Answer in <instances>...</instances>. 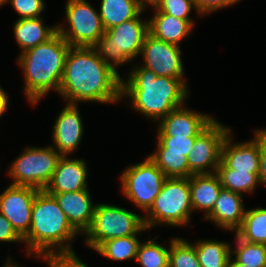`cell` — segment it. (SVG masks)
<instances>
[{"instance_id": "obj_11", "label": "cell", "mask_w": 266, "mask_h": 267, "mask_svg": "<svg viewBox=\"0 0 266 267\" xmlns=\"http://www.w3.org/2000/svg\"><path fill=\"white\" fill-rule=\"evenodd\" d=\"M230 131L215 119L196 136L195 143L187 155L189 178L192 175L216 172L221 161L223 141Z\"/></svg>"}, {"instance_id": "obj_35", "label": "cell", "mask_w": 266, "mask_h": 267, "mask_svg": "<svg viewBox=\"0 0 266 267\" xmlns=\"http://www.w3.org/2000/svg\"><path fill=\"white\" fill-rule=\"evenodd\" d=\"M0 241L24 242L23 238L15 231L12 224L0 213Z\"/></svg>"}, {"instance_id": "obj_42", "label": "cell", "mask_w": 266, "mask_h": 267, "mask_svg": "<svg viewBox=\"0 0 266 267\" xmlns=\"http://www.w3.org/2000/svg\"><path fill=\"white\" fill-rule=\"evenodd\" d=\"M4 267H18L17 265H13L12 262H11V259L9 257L7 263L4 265Z\"/></svg>"}, {"instance_id": "obj_5", "label": "cell", "mask_w": 266, "mask_h": 267, "mask_svg": "<svg viewBox=\"0 0 266 267\" xmlns=\"http://www.w3.org/2000/svg\"><path fill=\"white\" fill-rule=\"evenodd\" d=\"M148 31V21L140 15L105 31L93 46L99 57L114 70L141 53ZM111 59V62H110Z\"/></svg>"}, {"instance_id": "obj_37", "label": "cell", "mask_w": 266, "mask_h": 267, "mask_svg": "<svg viewBox=\"0 0 266 267\" xmlns=\"http://www.w3.org/2000/svg\"><path fill=\"white\" fill-rule=\"evenodd\" d=\"M260 184L266 185V129L260 130Z\"/></svg>"}, {"instance_id": "obj_44", "label": "cell", "mask_w": 266, "mask_h": 267, "mask_svg": "<svg viewBox=\"0 0 266 267\" xmlns=\"http://www.w3.org/2000/svg\"><path fill=\"white\" fill-rule=\"evenodd\" d=\"M4 3H7V0H0V5H4Z\"/></svg>"}, {"instance_id": "obj_41", "label": "cell", "mask_w": 266, "mask_h": 267, "mask_svg": "<svg viewBox=\"0 0 266 267\" xmlns=\"http://www.w3.org/2000/svg\"><path fill=\"white\" fill-rule=\"evenodd\" d=\"M231 258H232V255L229 259L228 267H249L247 265L239 263L236 259L232 260Z\"/></svg>"}, {"instance_id": "obj_1", "label": "cell", "mask_w": 266, "mask_h": 267, "mask_svg": "<svg viewBox=\"0 0 266 267\" xmlns=\"http://www.w3.org/2000/svg\"><path fill=\"white\" fill-rule=\"evenodd\" d=\"M122 78L93 47H72L65 58L59 94L68 104L79 101L115 103L122 97Z\"/></svg>"}, {"instance_id": "obj_14", "label": "cell", "mask_w": 266, "mask_h": 267, "mask_svg": "<svg viewBox=\"0 0 266 267\" xmlns=\"http://www.w3.org/2000/svg\"><path fill=\"white\" fill-rule=\"evenodd\" d=\"M231 131L223 141L221 161L230 169L259 173L260 169V130L255 131V138L243 143L232 144Z\"/></svg>"}, {"instance_id": "obj_18", "label": "cell", "mask_w": 266, "mask_h": 267, "mask_svg": "<svg viewBox=\"0 0 266 267\" xmlns=\"http://www.w3.org/2000/svg\"><path fill=\"white\" fill-rule=\"evenodd\" d=\"M87 167L84 160L62 156L53 177L44 189L47 193L77 192L87 188Z\"/></svg>"}, {"instance_id": "obj_31", "label": "cell", "mask_w": 266, "mask_h": 267, "mask_svg": "<svg viewBox=\"0 0 266 267\" xmlns=\"http://www.w3.org/2000/svg\"><path fill=\"white\" fill-rule=\"evenodd\" d=\"M169 249V267H200L193 244L181 238H173Z\"/></svg>"}, {"instance_id": "obj_17", "label": "cell", "mask_w": 266, "mask_h": 267, "mask_svg": "<svg viewBox=\"0 0 266 267\" xmlns=\"http://www.w3.org/2000/svg\"><path fill=\"white\" fill-rule=\"evenodd\" d=\"M77 108V104L67 103L53 127V142L62 156L77 149L81 141L83 124Z\"/></svg>"}, {"instance_id": "obj_2", "label": "cell", "mask_w": 266, "mask_h": 267, "mask_svg": "<svg viewBox=\"0 0 266 267\" xmlns=\"http://www.w3.org/2000/svg\"><path fill=\"white\" fill-rule=\"evenodd\" d=\"M77 234L55 198L45 190H39L32 206L30 230L23 238L28 245L27 254L33 252L35 257L41 256L52 267L54 259L76 255L69 240Z\"/></svg>"}, {"instance_id": "obj_26", "label": "cell", "mask_w": 266, "mask_h": 267, "mask_svg": "<svg viewBox=\"0 0 266 267\" xmlns=\"http://www.w3.org/2000/svg\"><path fill=\"white\" fill-rule=\"evenodd\" d=\"M235 233L246 242L266 244V209L246 210L242 224Z\"/></svg>"}, {"instance_id": "obj_24", "label": "cell", "mask_w": 266, "mask_h": 267, "mask_svg": "<svg viewBox=\"0 0 266 267\" xmlns=\"http://www.w3.org/2000/svg\"><path fill=\"white\" fill-rule=\"evenodd\" d=\"M215 174L218 176L224 189L237 193H252L260 183L259 173L242 172L228 168L222 161Z\"/></svg>"}, {"instance_id": "obj_6", "label": "cell", "mask_w": 266, "mask_h": 267, "mask_svg": "<svg viewBox=\"0 0 266 267\" xmlns=\"http://www.w3.org/2000/svg\"><path fill=\"white\" fill-rule=\"evenodd\" d=\"M192 211L190 178L167 177L144 223L148 230L156 224L182 226L188 224Z\"/></svg>"}, {"instance_id": "obj_21", "label": "cell", "mask_w": 266, "mask_h": 267, "mask_svg": "<svg viewBox=\"0 0 266 267\" xmlns=\"http://www.w3.org/2000/svg\"><path fill=\"white\" fill-rule=\"evenodd\" d=\"M222 188L215 173L192 175L190 177V192L193 211L195 209L204 210L206 216L213 209Z\"/></svg>"}, {"instance_id": "obj_33", "label": "cell", "mask_w": 266, "mask_h": 267, "mask_svg": "<svg viewBox=\"0 0 266 267\" xmlns=\"http://www.w3.org/2000/svg\"><path fill=\"white\" fill-rule=\"evenodd\" d=\"M193 7L196 9L193 0H161L155 12H162L183 20H192L189 18V13Z\"/></svg>"}, {"instance_id": "obj_9", "label": "cell", "mask_w": 266, "mask_h": 267, "mask_svg": "<svg viewBox=\"0 0 266 267\" xmlns=\"http://www.w3.org/2000/svg\"><path fill=\"white\" fill-rule=\"evenodd\" d=\"M66 17L70 28L57 26V32L72 47H93L105 29L97 12L86 0H68Z\"/></svg>"}, {"instance_id": "obj_36", "label": "cell", "mask_w": 266, "mask_h": 267, "mask_svg": "<svg viewBox=\"0 0 266 267\" xmlns=\"http://www.w3.org/2000/svg\"><path fill=\"white\" fill-rule=\"evenodd\" d=\"M193 2L200 15L232 5L228 0H193Z\"/></svg>"}, {"instance_id": "obj_16", "label": "cell", "mask_w": 266, "mask_h": 267, "mask_svg": "<svg viewBox=\"0 0 266 267\" xmlns=\"http://www.w3.org/2000/svg\"><path fill=\"white\" fill-rule=\"evenodd\" d=\"M57 201L71 226L80 234L91 226L96 205L90 198L88 189L77 192L48 193Z\"/></svg>"}, {"instance_id": "obj_15", "label": "cell", "mask_w": 266, "mask_h": 267, "mask_svg": "<svg viewBox=\"0 0 266 267\" xmlns=\"http://www.w3.org/2000/svg\"><path fill=\"white\" fill-rule=\"evenodd\" d=\"M213 120L209 115L181 106L161 118L157 136L196 137Z\"/></svg>"}, {"instance_id": "obj_30", "label": "cell", "mask_w": 266, "mask_h": 267, "mask_svg": "<svg viewBox=\"0 0 266 267\" xmlns=\"http://www.w3.org/2000/svg\"><path fill=\"white\" fill-rule=\"evenodd\" d=\"M237 248L231 250L235 259L249 267H266V244L249 243L241 240L237 235Z\"/></svg>"}, {"instance_id": "obj_34", "label": "cell", "mask_w": 266, "mask_h": 267, "mask_svg": "<svg viewBox=\"0 0 266 267\" xmlns=\"http://www.w3.org/2000/svg\"><path fill=\"white\" fill-rule=\"evenodd\" d=\"M11 2L15 11L20 15L19 19L39 18L44 10L43 0H7Z\"/></svg>"}, {"instance_id": "obj_13", "label": "cell", "mask_w": 266, "mask_h": 267, "mask_svg": "<svg viewBox=\"0 0 266 267\" xmlns=\"http://www.w3.org/2000/svg\"><path fill=\"white\" fill-rule=\"evenodd\" d=\"M39 190L28 186L10 185L0 194V213L24 238L31 226L32 206Z\"/></svg>"}, {"instance_id": "obj_23", "label": "cell", "mask_w": 266, "mask_h": 267, "mask_svg": "<svg viewBox=\"0 0 266 267\" xmlns=\"http://www.w3.org/2000/svg\"><path fill=\"white\" fill-rule=\"evenodd\" d=\"M143 9L136 0H101L100 17L105 30L140 15Z\"/></svg>"}, {"instance_id": "obj_8", "label": "cell", "mask_w": 266, "mask_h": 267, "mask_svg": "<svg viewBox=\"0 0 266 267\" xmlns=\"http://www.w3.org/2000/svg\"><path fill=\"white\" fill-rule=\"evenodd\" d=\"M62 155L53 147H29L13 162L8 174L12 185L44 190L50 183Z\"/></svg>"}, {"instance_id": "obj_32", "label": "cell", "mask_w": 266, "mask_h": 267, "mask_svg": "<svg viewBox=\"0 0 266 267\" xmlns=\"http://www.w3.org/2000/svg\"><path fill=\"white\" fill-rule=\"evenodd\" d=\"M155 153H176L188 155L195 143L196 137L187 136H157Z\"/></svg>"}, {"instance_id": "obj_27", "label": "cell", "mask_w": 266, "mask_h": 267, "mask_svg": "<svg viewBox=\"0 0 266 267\" xmlns=\"http://www.w3.org/2000/svg\"><path fill=\"white\" fill-rule=\"evenodd\" d=\"M140 243L136 235L119 237L103 242L96 251L113 261L136 260Z\"/></svg>"}, {"instance_id": "obj_43", "label": "cell", "mask_w": 266, "mask_h": 267, "mask_svg": "<svg viewBox=\"0 0 266 267\" xmlns=\"http://www.w3.org/2000/svg\"><path fill=\"white\" fill-rule=\"evenodd\" d=\"M232 5L236 4L237 2H239L240 0H228Z\"/></svg>"}, {"instance_id": "obj_38", "label": "cell", "mask_w": 266, "mask_h": 267, "mask_svg": "<svg viewBox=\"0 0 266 267\" xmlns=\"http://www.w3.org/2000/svg\"><path fill=\"white\" fill-rule=\"evenodd\" d=\"M52 267H88L76 255H65L53 260Z\"/></svg>"}, {"instance_id": "obj_10", "label": "cell", "mask_w": 266, "mask_h": 267, "mask_svg": "<svg viewBox=\"0 0 266 267\" xmlns=\"http://www.w3.org/2000/svg\"><path fill=\"white\" fill-rule=\"evenodd\" d=\"M166 178L163 171L147 157L142 163L134 164L122 173V192L147 212L159 195Z\"/></svg>"}, {"instance_id": "obj_12", "label": "cell", "mask_w": 266, "mask_h": 267, "mask_svg": "<svg viewBox=\"0 0 266 267\" xmlns=\"http://www.w3.org/2000/svg\"><path fill=\"white\" fill-rule=\"evenodd\" d=\"M140 54L145 63L141 66L156 75L184 79L180 46L159 40L148 33Z\"/></svg>"}, {"instance_id": "obj_19", "label": "cell", "mask_w": 266, "mask_h": 267, "mask_svg": "<svg viewBox=\"0 0 266 267\" xmlns=\"http://www.w3.org/2000/svg\"><path fill=\"white\" fill-rule=\"evenodd\" d=\"M242 194L222 188L213 209L204 217L223 229L235 231L241 226L245 209Z\"/></svg>"}, {"instance_id": "obj_28", "label": "cell", "mask_w": 266, "mask_h": 267, "mask_svg": "<svg viewBox=\"0 0 266 267\" xmlns=\"http://www.w3.org/2000/svg\"><path fill=\"white\" fill-rule=\"evenodd\" d=\"M149 157L163 171L166 177H189L187 156L184 154L153 153Z\"/></svg>"}, {"instance_id": "obj_7", "label": "cell", "mask_w": 266, "mask_h": 267, "mask_svg": "<svg viewBox=\"0 0 266 267\" xmlns=\"http://www.w3.org/2000/svg\"><path fill=\"white\" fill-rule=\"evenodd\" d=\"M145 230L148 228L144 217L118 206L96 204L91 226L85 232L86 244L96 250L109 239L137 235Z\"/></svg>"}, {"instance_id": "obj_4", "label": "cell", "mask_w": 266, "mask_h": 267, "mask_svg": "<svg viewBox=\"0 0 266 267\" xmlns=\"http://www.w3.org/2000/svg\"><path fill=\"white\" fill-rule=\"evenodd\" d=\"M70 45L57 32L47 42L20 54L18 62L25 74V94L36 104L50 90L58 91Z\"/></svg>"}, {"instance_id": "obj_3", "label": "cell", "mask_w": 266, "mask_h": 267, "mask_svg": "<svg viewBox=\"0 0 266 267\" xmlns=\"http://www.w3.org/2000/svg\"><path fill=\"white\" fill-rule=\"evenodd\" d=\"M122 80L121 95H128L133 108L154 119H161L181 107L187 98L185 79L158 76L153 71L139 66Z\"/></svg>"}, {"instance_id": "obj_20", "label": "cell", "mask_w": 266, "mask_h": 267, "mask_svg": "<svg viewBox=\"0 0 266 267\" xmlns=\"http://www.w3.org/2000/svg\"><path fill=\"white\" fill-rule=\"evenodd\" d=\"M148 20V31L153 37L179 46V42L190 34L192 20H183L162 12H155Z\"/></svg>"}, {"instance_id": "obj_39", "label": "cell", "mask_w": 266, "mask_h": 267, "mask_svg": "<svg viewBox=\"0 0 266 267\" xmlns=\"http://www.w3.org/2000/svg\"><path fill=\"white\" fill-rule=\"evenodd\" d=\"M8 96L4 90L0 87V117L7 110Z\"/></svg>"}, {"instance_id": "obj_40", "label": "cell", "mask_w": 266, "mask_h": 267, "mask_svg": "<svg viewBox=\"0 0 266 267\" xmlns=\"http://www.w3.org/2000/svg\"><path fill=\"white\" fill-rule=\"evenodd\" d=\"M138 5L144 9L147 7L146 4L152 5L153 8H156V6L160 3L161 0H136Z\"/></svg>"}, {"instance_id": "obj_22", "label": "cell", "mask_w": 266, "mask_h": 267, "mask_svg": "<svg viewBox=\"0 0 266 267\" xmlns=\"http://www.w3.org/2000/svg\"><path fill=\"white\" fill-rule=\"evenodd\" d=\"M42 19H18L14 24V35L21 53L47 42L57 33V26L46 27Z\"/></svg>"}, {"instance_id": "obj_29", "label": "cell", "mask_w": 266, "mask_h": 267, "mask_svg": "<svg viewBox=\"0 0 266 267\" xmlns=\"http://www.w3.org/2000/svg\"><path fill=\"white\" fill-rule=\"evenodd\" d=\"M169 254L170 249L149 240L139 244L136 261L142 267H169Z\"/></svg>"}, {"instance_id": "obj_25", "label": "cell", "mask_w": 266, "mask_h": 267, "mask_svg": "<svg viewBox=\"0 0 266 267\" xmlns=\"http://www.w3.org/2000/svg\"><path fill=\"white\" fill-rule=\"evenodd\" d=\"M200 267H228L231 246L226 242L203 240L194 244Z\"/></svg>"}]
</instances>
